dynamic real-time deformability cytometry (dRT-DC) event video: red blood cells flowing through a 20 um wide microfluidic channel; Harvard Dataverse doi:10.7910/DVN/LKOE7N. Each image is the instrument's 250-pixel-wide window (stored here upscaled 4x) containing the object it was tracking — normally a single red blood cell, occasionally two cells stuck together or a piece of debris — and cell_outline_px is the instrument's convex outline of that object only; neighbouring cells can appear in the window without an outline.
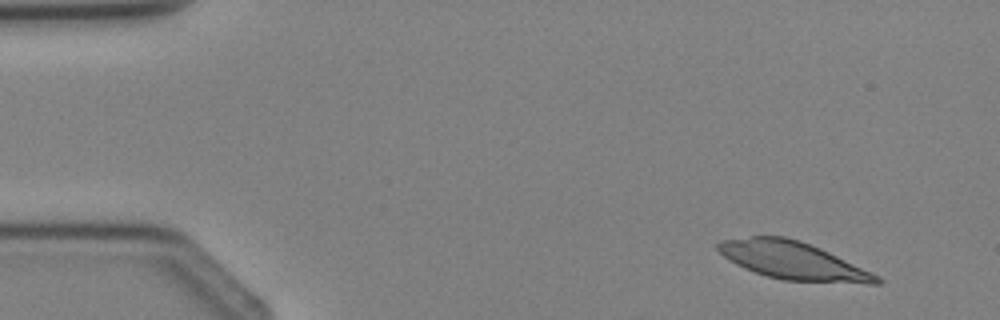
{"species": "Egyptian fruit bat (a non-hibernating species)", "species_latin": "Rousettus aegyptiacus", "temperature_condition": "cold", "stored_images_in_passage": 3, "camera_frame_rate_fps": 3000, "um_per_image_px": 0.085, "animal": {"sex": "female"}, "frame": {"image": 1, "passage_image": 1, "time_ms": 0.0, "image_size_px": [1000, 320], "cell_outline_px": [[884, 280], [880, 284], [868, 284], [784, 280], [768, 276], [744, 268], [736, 264], [724, 256], [716, 248], [716, 244], [720, 240], [752, 236], [784, 236], [800, 240], [820, 248], [880, 276]], "centroid_in_image_um": [67.41, 22.15], "position_along_channel_um": 17.6, "area_um2": 34.74}}